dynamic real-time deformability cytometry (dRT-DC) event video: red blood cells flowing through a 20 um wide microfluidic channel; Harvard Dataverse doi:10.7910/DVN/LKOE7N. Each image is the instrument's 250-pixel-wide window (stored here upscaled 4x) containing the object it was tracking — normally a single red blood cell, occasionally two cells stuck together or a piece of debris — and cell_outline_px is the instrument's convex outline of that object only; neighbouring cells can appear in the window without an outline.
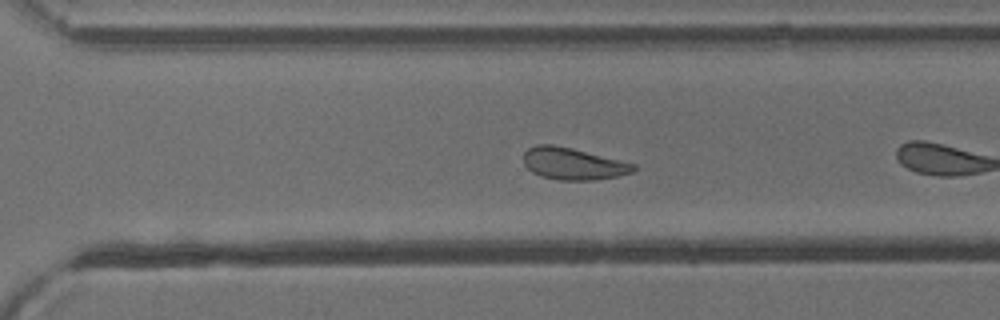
{"species": "common noctule bat (a hibernating species)", "species_latin": "Nyctalus noctula", "temperature_condition": "cold", "stored_images_in_passage": 31, "camera_frame_rate_fps": 3000, "um_per_image_px": 0.085, "animal": {"sex": "male", "body_mass_g": 13.3}, "frame": {"image": 1, "passage_image": 22, "time_ms": 7.0, "image_size_px": [1000, 320], "cell_outline_px": [[636, 168], [632, 172], [616, 176], [592, 180], [556, 180], [540, 176], [532, 172], [524, 164], [524, 152], [528, 148], [536, 144], [552, 144], [572, 148], [636, 164]], "centroid_in_image_um": [48.68, 13.91], "position_along_channel_um": 321.9, "area_um2": 20.4}, "authors_computed_cell_mechanics": {"area_um2": 20.4034, "velocity_mm_per_s": 3.8132, "shape_relaxation_time_tau1_ms": 4.1595, "shape_relaxation_time_tau2_ms": 2.7472, "deformation_change_tau1": 0.1317, "deformation_change_tau2": 0.0961}}